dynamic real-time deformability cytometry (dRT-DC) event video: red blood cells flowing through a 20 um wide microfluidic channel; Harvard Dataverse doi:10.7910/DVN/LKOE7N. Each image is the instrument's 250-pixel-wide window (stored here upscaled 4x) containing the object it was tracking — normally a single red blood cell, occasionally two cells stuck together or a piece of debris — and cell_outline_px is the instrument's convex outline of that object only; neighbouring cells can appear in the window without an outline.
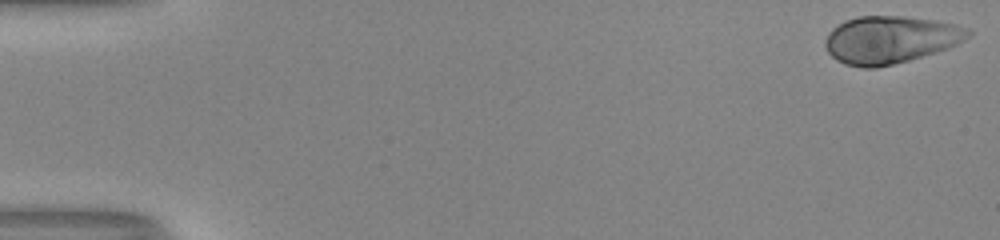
{"species": "human", "species_latin": "Homo sapiens", "temperature_condition": "room temperature", "stored_images_in_passage": 47, "camera_frame_rate_fps": 3000, "um_per_image_px": 0.085, "donor": {"sex": "male"}, "frame": {"image": 1, "passage_image": 1, "time_ms": 0.0, "image_size_px": [1000, 240], "cell_outline_px": [[972, 32], [964, 40], [948, 48], [908, 60], [876, 68], [864, 68], [844, 64], [836, 60], [828, 52], [824, 44], [824, 40], [828, 32], [832, 28], [844, 20], [860, 16], [904, 16], [936, 20], [956, 24], [968, 28]], "centroid_in_image_um": [75.64, 3.36], "position_along_channel_um": 9.4, "area_um2": 39.59}}
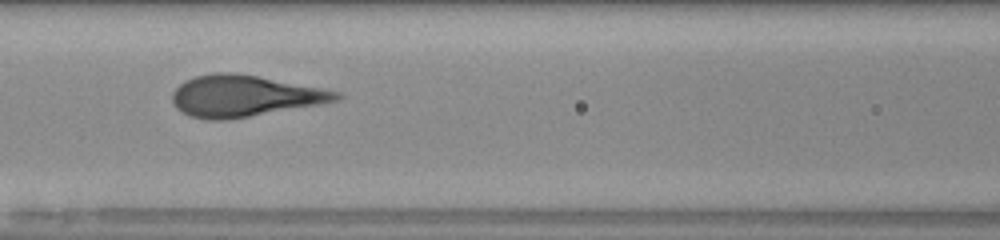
{"frame": {"image": 2, "passage_image": 24, "time_ms": 7.667, "image_size_px": [1000, 240], "cell_outline_px": [[344, 96], [340, 100], [320, 104], [248, 116], [220, 120], [208, 120], [192, 116], [176, 108], [172, 100], [172, 92], [184, 80], [196, 76], [212, 72], [232, 72], [256, 76], [320, 88], [340, 92]], "centroid_in_image_um": [20.75, 8.15], "position_along_channel_um": 145.9, "area_um2": 39.02}}
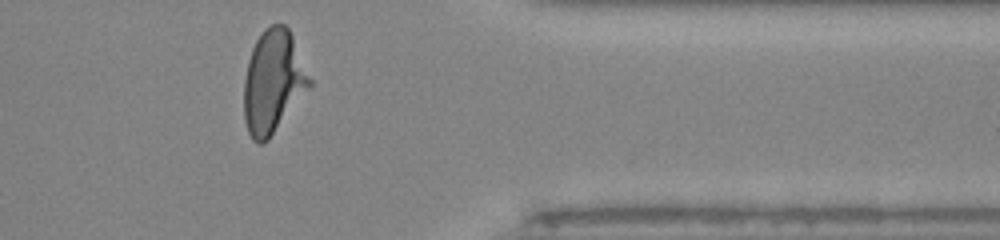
{"frame": {"image": 3, "passage_image": 43, "time_ms": 14.0, "image_size_px": [1000, 240], "cell_outline_px": [[312, 84], [268, 140], [264, 144], [256, 144], [252, 140], [248, 132], [244, 120], [244, 80], [248, 60], [252, 48], [256, 40], [264, 28], [272, 24], [284, 24], [288, 28], [292, 36], [312, 80]], "centroid_in_image_um": [23.2, 6.96], "position_along_channel_um": 388.2, "area_um2": 39.25}}